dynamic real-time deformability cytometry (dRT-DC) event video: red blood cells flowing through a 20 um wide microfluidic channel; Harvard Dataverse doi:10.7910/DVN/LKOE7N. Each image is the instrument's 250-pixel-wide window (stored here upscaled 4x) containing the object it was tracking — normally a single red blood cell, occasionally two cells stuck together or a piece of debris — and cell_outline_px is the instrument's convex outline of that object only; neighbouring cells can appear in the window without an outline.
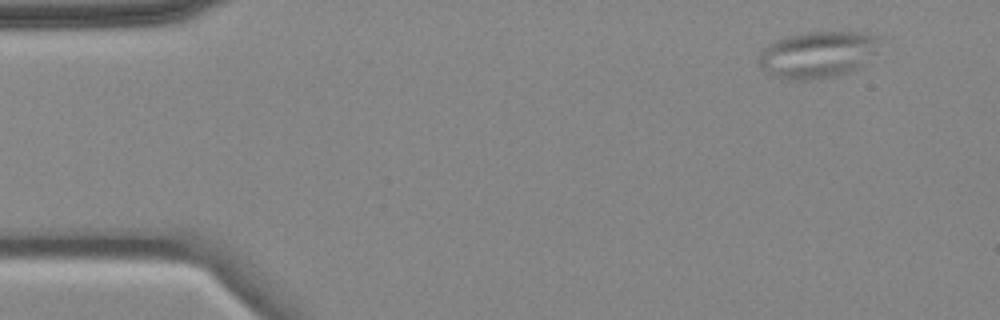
{"species": "common noctule bat (a hibernating species)", "species_latin": "Nyctalus noctula", "temperature_condition": "cold", "stored_images_in_passage": 4, "camera_frame_rate_fps": 3000, "um_per_image_px": 0.085, "animal": {"sex": "female", "body_mass_g": 18.4}, "frame": {"image": 1, "passage_image": 1, "time_ms": 0.0, "image_size_px": [1000, 320], "cell_outline_px": [[880, 52], [860, 68], [836, 76], [808, 80], [788, 80], [760, 68], [756, 60], [760, 52], [768, 44], [776, 40], [788, 36], [808, 32], [864, 32], [880, 36]], "centroid_in_image_um": [69.57, 4.63], "position_along_channel_um": 15.4, "area_um2": 33.41}}
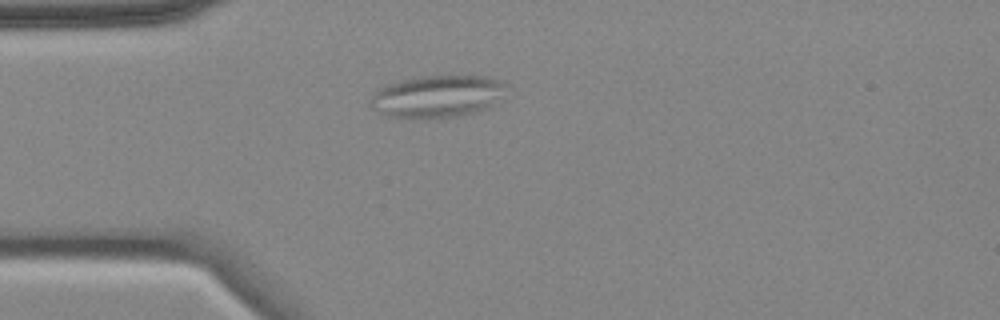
{"frame": {"image": 2, "passage_image": 4, "time_ms": 3.333, "image_size_px": [1000, 320], "cell_outline_px": [[508, 84], [504, 96], [480, 112], [456, 116], [388, 116], [372, 108], [368, 104], [368, 100], [376, 88], [384, 84], [400, 80], [420, 76], [452, 72], [484, 76], [504, 80]], "centroid_in_image_um": [37.22, 8.1], "position_along_channel_um": 47.8, "area_um2": 34.39}}